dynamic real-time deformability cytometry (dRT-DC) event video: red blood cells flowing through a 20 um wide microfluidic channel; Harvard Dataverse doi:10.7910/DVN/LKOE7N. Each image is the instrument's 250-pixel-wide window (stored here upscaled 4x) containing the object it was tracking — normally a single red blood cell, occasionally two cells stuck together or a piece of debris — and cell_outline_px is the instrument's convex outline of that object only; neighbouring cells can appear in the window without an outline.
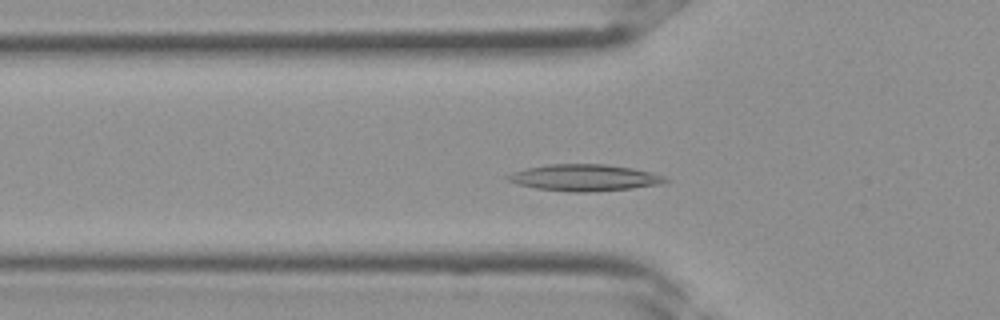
{"species": "Egyptian fruit bat (a non-hibernating species)", "species_latin": "Rousettus aegyptiacus", "temperature_condition": "room temperature", "stored_images_in_passage": 30, "camera_frame_rate_fps": 3000, "um_per_image_px": 0.085, "frame": {"image": 1, "passage_image": 7, "time_ms": 2.0, "image_size_px": [1000, 320], "cell_outline_px": [[668, 180], [660, 184], [632, 188], [588, 192], [576, 192], [536, 188], [516, 184], [508, 180], [504, 176], [512, 172], [528, 168], [548, 164], [604, 164], [632, 168], [652, 172], [664, 176]], "centroid_in_image_um": [49.66, 15.1], "position_along_channel_um": 76.1, "area_um2": 24.22}}
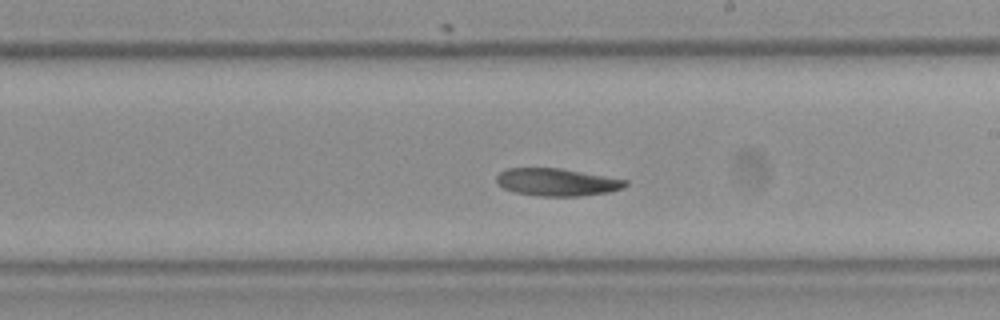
{"frame": {"image": 2, "passage_image": 16, "time_ms": 5.0, "image_size_px": [1000, 320], "cell_outline_px": [[628, 184], [620, 188], [608, 192], [580, 196], [544, 196], [516, 192], [504, 188], [496, 180], [496, 176], [500, 172], [508, 168], [560, 168], [628, 180]], "centroid_in_image_um": [47.34, 15.47], "position_along_channel_um": 241.7, "area_um2": 20.35}}
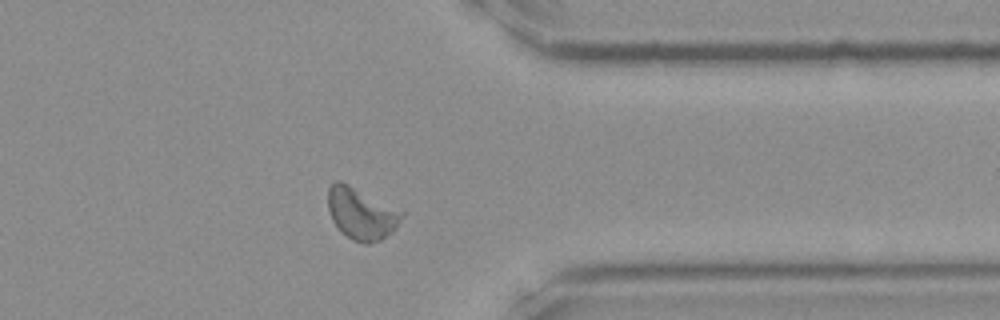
{"frame": {"image": 3, "passage_image": 24, "time_ms": 7.667, "image_size_px": [1000, 320], "cell_outline_px": [[404, 216], [396, 228], [392, 232], [380, 240], [368, 244], [364, 244], [352, 240], [332, 220], [328, 208], [328, 188], [336, 180], [340, 180], [404, 212]], "centroid_in_image_um": [30.72, 18.16], "position_along_channel_um": 380.7, "area_um2": 21.91}}